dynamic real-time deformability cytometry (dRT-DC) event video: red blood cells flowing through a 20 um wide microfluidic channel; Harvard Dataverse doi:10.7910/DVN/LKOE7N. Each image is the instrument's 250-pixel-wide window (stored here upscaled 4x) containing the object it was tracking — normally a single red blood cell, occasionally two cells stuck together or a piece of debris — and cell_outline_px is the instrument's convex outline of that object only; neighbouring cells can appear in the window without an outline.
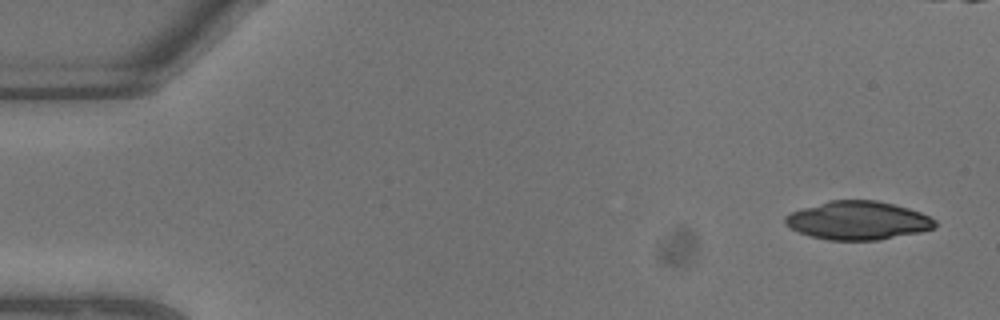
{"species": "common noctule bat (a hibernating species)", "species_latin": "Nyctalus noctula", "temperature_condition": "warm", "stored_images_in_passage": 5, "camera_frame_rate_fps": 3000, "um_per_image_px": 0.085, "animal": {"sex": "male", "body_mass_g": 13.3}, "frame": {"image": 1, "passage_image": 1, "time_ms": 0.0, "image_size_px": [1000, 320], "cell_outline_px": [[936, 228], [920, 232], [880, 240], [828, 240], [808, 236], [784, 224], [784, 216], [792, 212], [828, 200], [876, 200], [908, 208], [920, 212], [936, 220]], "centroid_in_image_um": [72.93, 18.75], "position_along_channel_um": 12.1, "area_um2": 33.58}}